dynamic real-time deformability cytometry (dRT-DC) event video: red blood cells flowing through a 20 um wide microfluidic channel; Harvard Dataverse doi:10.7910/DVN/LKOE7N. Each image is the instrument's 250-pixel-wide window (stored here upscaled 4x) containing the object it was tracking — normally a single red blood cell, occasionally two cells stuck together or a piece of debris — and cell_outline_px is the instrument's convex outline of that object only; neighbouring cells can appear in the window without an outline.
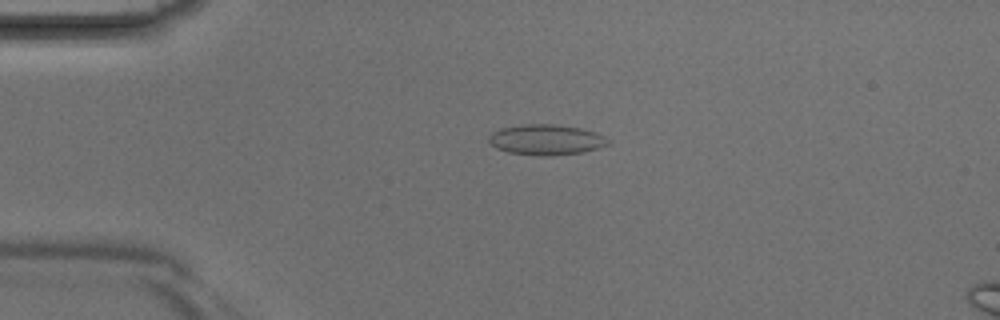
{"species": "Egyptian fruit bat (a non-hibernating species)", "species_latin": "Rousettus aegyptiacus", "temperature_condition": "room temperature", "stored_images_in_passage": 5, "camera_frame_rate_fps": 3000, "um_per_image_px": 0.085, "animal": {"sex": "male"}, "frame": {"image": 1, "passage_image": 3, "time_ms": 0.667, "image_size_px": [1000, 320], "cell_outline_px": [[612, 140], [608, 144], [584, 152], [548, 156], [508, 152], [496, 148], [488, 144], [488, 136], [492, 132], [500, 128], [520, 124], [556, 124], [580, 128], [604, 136]], "centroid_in_image_um": [46.37, 11.87], "position_along_channel_um": 38.6, "area_um2": 21.21}}